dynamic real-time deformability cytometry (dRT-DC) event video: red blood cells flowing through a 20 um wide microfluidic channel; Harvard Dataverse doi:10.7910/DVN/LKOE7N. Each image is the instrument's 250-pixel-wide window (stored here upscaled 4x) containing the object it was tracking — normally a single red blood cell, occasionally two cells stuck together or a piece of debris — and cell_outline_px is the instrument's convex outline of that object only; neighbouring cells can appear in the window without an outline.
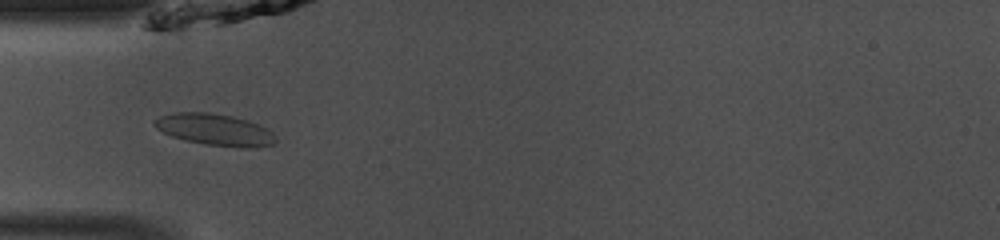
{"species": "common noctule bat (a hibernating species)", "species_latin": "Nyctalus noctula", "temperature_condition": "room temperature", "stored_images_in_passage": 47, "camera_frame_rate_fps": 3000, "um_per_image_px": 0.085, "animal": {"sex": "male", "body_mass_g": 13.0, "forearm_length_mm": 53.1}, "frame": {"image": 1, "passage_image": 14, "time_ms": 4.333, "image_size_px": [1000, 240], "cell_outline_px": [[276, 140], [272, 144], [252, 148], [244, 148], [204, 144], [172, 136], [156, 128], [152, 124], [152, 120], [160, 116], [176, 112], [208, 112], [232, 116], [248, 120], [272, 132]], "centroid_in_image_um": [18.23, 11.01], "position_along_channel_um": 66.8, "area_um2": 22.14}}
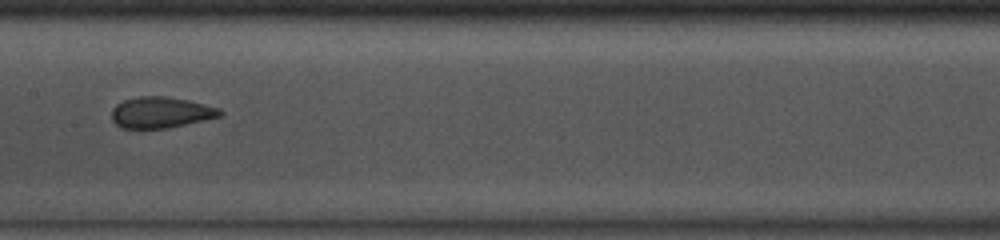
{"frame": {"image": 2, "passage_image": 23, "time_ms": 7.333, "image_size_px": [1000, 240], "cell_outline_px": [[224, 112], [220, 116], [168, 128], [120, 128], [112, 120], [112, 108], [116, 104], [124, 100], [140, 96], [164, 96], [188, 100], [220, 108]], "centroid_in_image_um": [13.65, 9.55], "position_along_channel_um": 193.7, "area_um2": 19.54}}
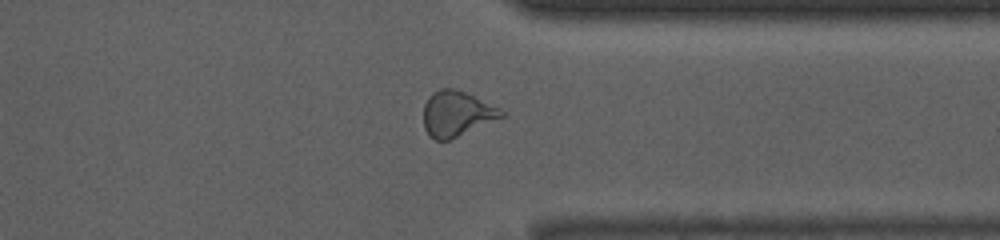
{"frame": {"image": 3, "passage_image": 36, "time_ms": 11.667, "image_size_px": [1000, 240], "cell_outline_px": [[504, 116], [448, 140], [436, 140], [428, 136], [424, 128], [424, 104], [432, 92], [440, 88], [452, 88], [464, 92], [500, 108], [504, 112]], "centroid_in_image_um": [38.77, 9.66], "position_along_channel_um": 372.6, "area_um2": 20.23}, "authors_computed_cell_mechanics": {"area_um2": 21.097, "velocity_mm_per_s": 4.1779, "shape_relaxation_time_tau1_ms": null, "shape_relaxation_time_tau2_ms": 1.3789, "deformation_change_tau1": null, "deformation_change_tau2": 0.058}}